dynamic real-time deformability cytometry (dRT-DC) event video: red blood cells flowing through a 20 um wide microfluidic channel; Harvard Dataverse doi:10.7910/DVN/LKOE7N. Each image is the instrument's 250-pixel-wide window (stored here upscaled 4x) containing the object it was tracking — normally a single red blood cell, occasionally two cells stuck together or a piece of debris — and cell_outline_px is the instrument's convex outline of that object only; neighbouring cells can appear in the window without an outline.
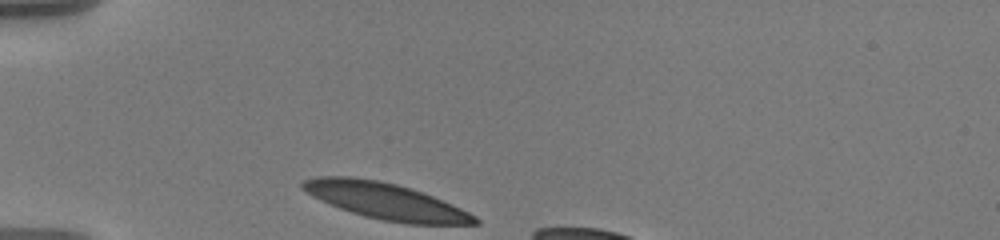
{"species": "human", "species_latin": "Homo sapiens", "temperature_condition": "warm", "stored_images_in_passage": 33, "camera_frame_rate_fps": 3000, "um_per_image_px": 0.085, "donor": {"sex": "male"}, "frame": {"image": 1, "passage_image": 1, "time_ms": 0.0, "image_size_px": [1000, 240], "cell_outline_px": [[480, 224], [408, 224], [380, 220], [364, 216], [340, 208], [320, 200], [312, 196], [300, 188], [300, 184], [304, 180], [316, 176], [352, 176], [380, 180], [396, 184], [432, 196], [452, 204], [476, 216], [480, 220]], "centroid_in_image_um": [32.75, 17.09], "position_along_channel_um": 52.3, "area_um2": 36.41}}
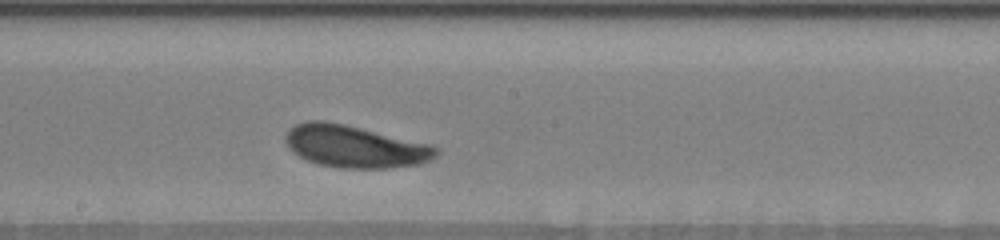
{"frame": {"image": 2, "passage_image": 17, "time_ms": 5.333, "image_size_px": [1000, 240], "cell_outline_px": [[440, 152], [436, 156], [420, 164], [388, 168], [340, 168], [320, 164], [308, 160], [292, 152], [288, 148], [284, 140], [284, 136], [296, 124], [308, 120], [324, 120], [344, 124], [428, 144], [440, 148]], "centroid_in_image_um": [30.14, 12.45], "position_along_channel_um": 218.1, "area_um2": 36.82}}
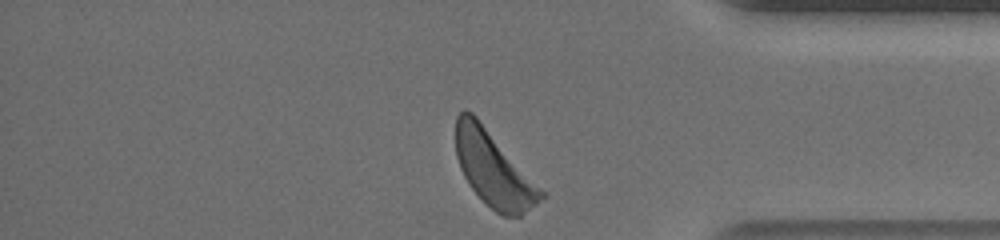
{"frame": {"image": 3, "passage_image": 33, "time_ms": 10.667, "image_size_px": [1000, 240], "cell_outline_px": [[544, 196], [536, 204], [520, 216], [504, 216], [496, 212], [468, 184], [460, 168], [456, 156], [456, 116], [464, 108], [472, 112], [476, 116], [544, 192]], "centroid_in_image_um": [41.91, 14.35], "position_along_channel_um": 393.3, "area_um2": 36.3}, "authors_computed_cell_mechanics": {"area_um2": 36.0672, "velocity_mm_per_s": 3.5177, "shape_relaxation_time_tau1_ms": 2.7388, "shape_relaxation_time_tau2_ms": null, "deformation_change_tau1": 0.1189, "deformation_change_tau2": null}}